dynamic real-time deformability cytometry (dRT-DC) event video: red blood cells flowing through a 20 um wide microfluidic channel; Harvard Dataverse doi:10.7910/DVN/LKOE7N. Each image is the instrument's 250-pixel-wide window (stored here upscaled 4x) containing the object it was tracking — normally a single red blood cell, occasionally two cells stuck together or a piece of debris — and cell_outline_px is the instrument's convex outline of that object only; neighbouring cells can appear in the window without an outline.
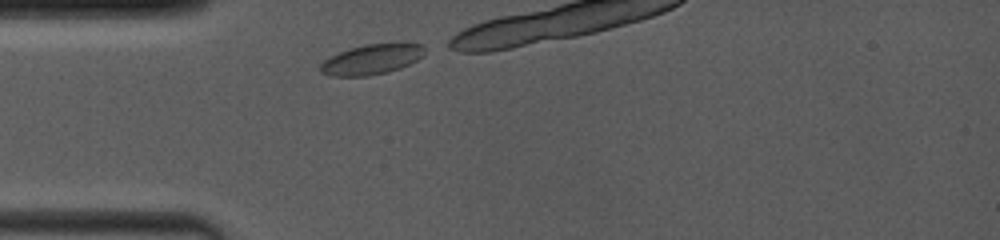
{"species": "common noctule bat (a hibernating species)", "species_latin": "Nyctalus noctula", "temperature_condition": "room temperature", "stored_images_in_passage": 7, "camera_frame_rate_fps": 4000, "um_per_image_px": 0.085, "animal": {"sex": "female", "body_mass_g": 19.0, "forearm_length_mm": 53.3}, "frame": {"image": 1, "passage_image": 1, "time_ms": 0.0, "image_size_px": [1000, 240], "cell_outline_px": [[424, 52], [416, 60], [400, 68], [388, 72], [368, 76], [332, 76], [320, 72], [320, 64], [328, 56], [348, 48], [364, 44], [424, 44]], "centroid_in_image_um": [31.51, 5.05], "position_along_channel_um": 53.5, "area_um2": 18.21}}
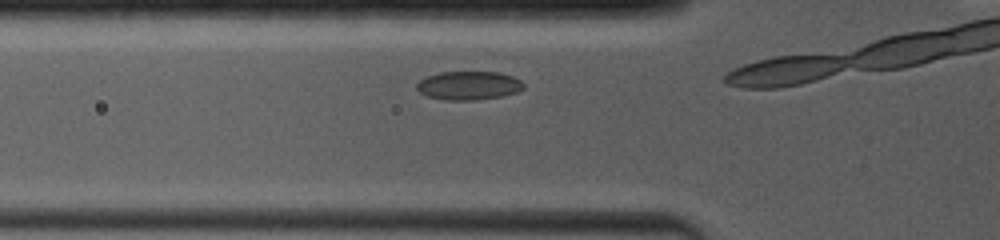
{"frame": {"image": 2, "passage_image": 5, "time_ms": 1.0, "image_size_px": [1000, 240], "cell_outline_px": [[524, 88], [516, 92], [500, 96], [476, 100], [444, 100], [428, 96], [420, 92], [416, 88], [416, 84], [420, 80], [428, 76], [440, 72], [500, 72], [512, 76], [520, 80], [524, 84]], "centroid_in_image_um": [39.84, 7.27], "position_along_channel_um": 86.0, "area_um2": 17.74}}